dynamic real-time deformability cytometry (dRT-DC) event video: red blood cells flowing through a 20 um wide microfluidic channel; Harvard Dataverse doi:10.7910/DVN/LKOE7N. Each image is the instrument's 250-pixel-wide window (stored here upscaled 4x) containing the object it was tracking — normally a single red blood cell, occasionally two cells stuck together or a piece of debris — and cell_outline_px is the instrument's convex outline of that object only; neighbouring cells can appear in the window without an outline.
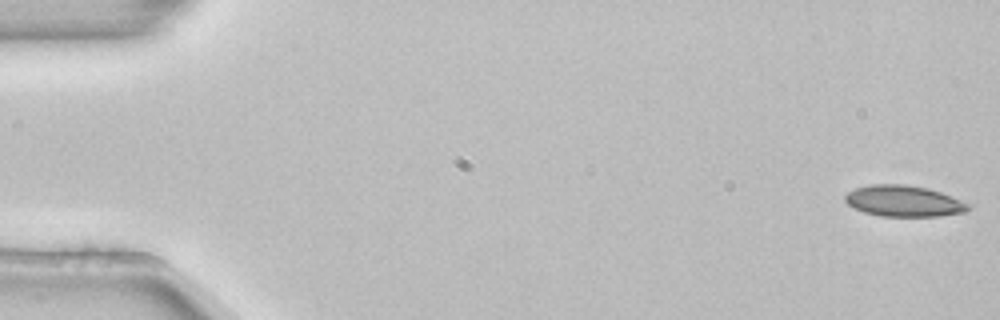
{"species": "common noctule bat (a hibernating species)", "species_latin": "Nyctalus noctula", "temperature_condition": "room temperature", "stored_images_in_passage": 4, "camera_frame_rate_fps": 3000, "um_per_image_px": 0.085, "animal": {"sex": "female", "body_mass_g": 22.7, "forearm_length_mm": 54.2}, "frame": {"image": 1, "passage_image": 1, "time_ms": 0.0, "image_size_px": [1000, 320], "cell_outline_px": [[972, 204], [964, 212], [940, 216], [880, 216], [864, 212], [852, 208], [844, 200], [844, 196], [848, 192], [856, 188], [872, 184], [904, 184], [924, 188], [940, 192]], "centroid_in_image_um": [76.79, 17.09], "position_along_channel_um": 8.2, "area_um2": 22.25}}